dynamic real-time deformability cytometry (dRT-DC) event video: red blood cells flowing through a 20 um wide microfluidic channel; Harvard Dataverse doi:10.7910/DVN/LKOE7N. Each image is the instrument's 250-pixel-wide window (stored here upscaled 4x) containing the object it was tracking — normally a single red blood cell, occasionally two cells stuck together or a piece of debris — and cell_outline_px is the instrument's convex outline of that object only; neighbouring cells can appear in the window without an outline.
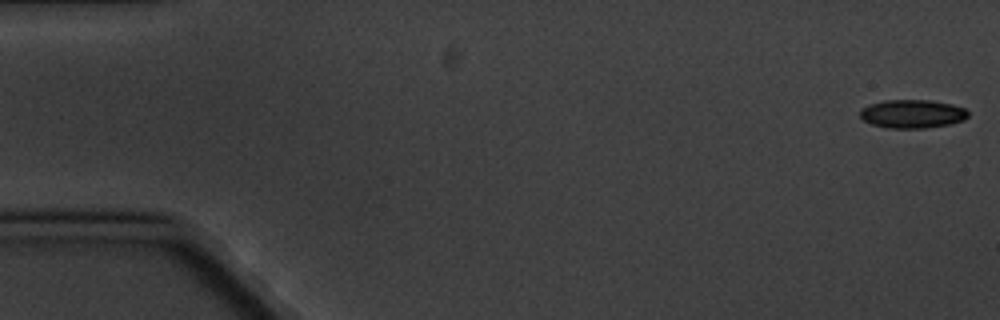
{"species": "common noctule bat (a hibernating species)", "species_latin": "Nyctalus noctula", "temperature_condition": "cold", "stored_images_in_passage": 6, "camera_frame_rate_fps": 3000, "um_per_image_px": 0.085, "animal": {"sex": "male", "body_mass_g": 20.1, "forearm_length_mm": 53.5}, "frame": {"image": 1, "passage_image": 1, "time_ms": 0.0, "image_size_px": [1000, 320], "cell_outline_px": [[968, 116], [964, 120], [952, 124], [924, 128], [888, 128], [872, 124], [864, 120], [860, 116], [860, 108], [868, 104], [884, 100], [928, 100], [952, 104], [964, 108], [968, 112]], "centroid_in_image_um": [77.54, 9.67], "position_along_channel_um": 7.5, "area_um2": 18.03}}
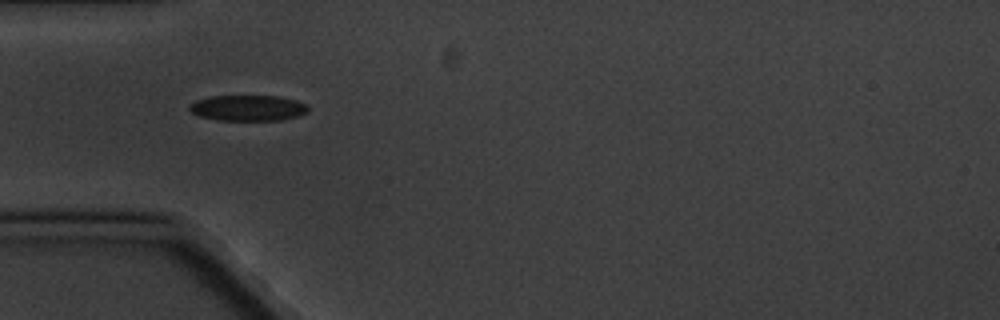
{"frame": {"image": 2, "passage_image": 5, "time_ms": 5.667, "image_size_px": [1000, 320], "cell_outline_px": [[308, 112], [296, 116], [280, 120], [216, 120], [200, 116], [192, 112], [188, 108], [188, 104], [196, 100], [212, 96], [280, 96], [296, 100], [308, 104]], "centroid_in_image_um": [21.07, 9.17], "position_along_channel_um": 63.9, "area_um2": 17.86}}